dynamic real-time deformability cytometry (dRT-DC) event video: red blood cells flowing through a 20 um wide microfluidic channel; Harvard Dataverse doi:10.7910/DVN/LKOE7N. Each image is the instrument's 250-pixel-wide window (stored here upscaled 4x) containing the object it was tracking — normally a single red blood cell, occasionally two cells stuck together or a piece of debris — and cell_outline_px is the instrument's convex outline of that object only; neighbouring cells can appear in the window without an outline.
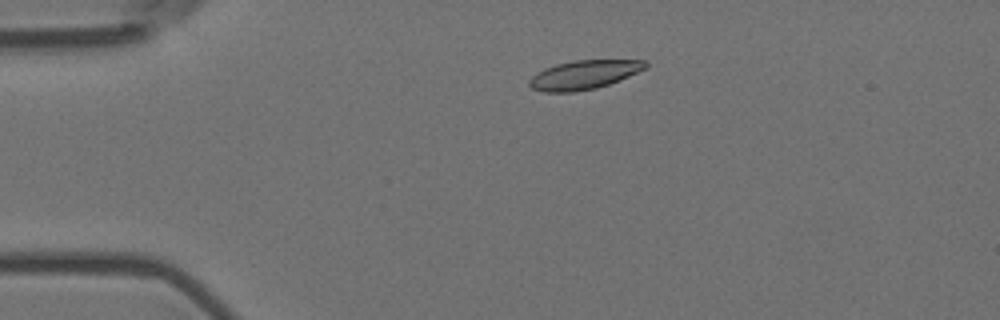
{"species": "Egyptian fruit bat (a non-hibernating species)", "species_latin": "Rousettus aegyptiacus", "temperature_condition": "room temperature", "stored_images_in_passage": 54, "camera_frame_rate_fps": 3000, "um_per_image_px": 0.085, "animal": {"sex": "female"}, "frame": {"image": 1, "passage_image": 9, "time_ms": 2.667, "image_size_px": [1000, 320], "cell_outline_px": [[648, 68], [608, 84], [596, 88], [576, 92], [544, 92], [532, 88], [528, 84], [528, 80], [536, 72], [544, 68], [556, 64], [576, 60], [648, 60]], "centroid_in_image_um": [49.63, 6.35], "position_along_channel_um": 35.4, "area_um2": 19.65}}
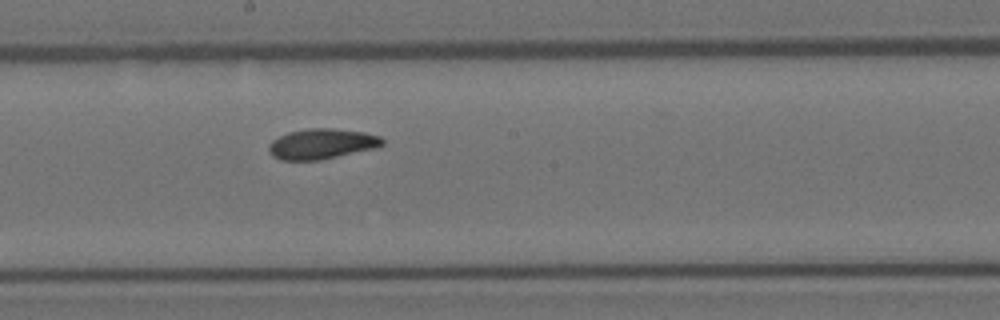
{"frame": {"image": 2, "passage_image": 28, "time_ms": 9.0, "image_size_px": [1000, 320], "cell_outline_px": [[384, 144], [376, 148], [320, 160], [280, 160], [272, 156], [268, 152], [268, 144], [272, 140], [288, 132], [308, 128], [332, 128], [364, 132], [380, 136], [384, 140]], "centroid_in_image_um": [27.33, 12.23], "position_along_channel_um": 220.9, "area_um2": 20.23}}
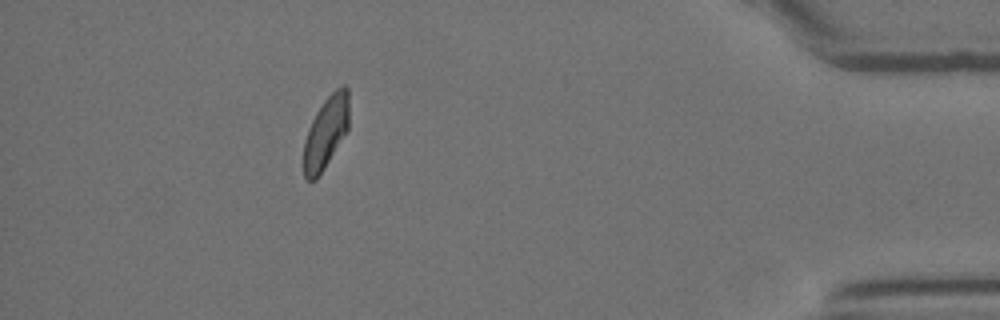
{"frame": {"image": 3, "passage_image": 48, "time_ms": 15.667, "image_size_px": [1000, 320], "cell_outline_px": [[348, 132], [316, 180], [308, 180], [304, 176], [304, 140], [308, 128], [316, 112], [324, 100], [336, 88], [344, 84], [348, 88]], "centroid_in_image_um": [27.71, 11.25], "position_along_channel_um": 407.5, "area_um2": 19.07}, "authors_computed_cell_mechanics": {"area_um2": 19.8254, "velocity_mm_per_s": 3.5785, "shape_relaxation_time_tau1_ms": 4.6561, "shape_relaxation_time_tau2_ms": 3.5574, "deformation_change_tau1": 0.1566, "deformation_change_tau2": 0.0758}}